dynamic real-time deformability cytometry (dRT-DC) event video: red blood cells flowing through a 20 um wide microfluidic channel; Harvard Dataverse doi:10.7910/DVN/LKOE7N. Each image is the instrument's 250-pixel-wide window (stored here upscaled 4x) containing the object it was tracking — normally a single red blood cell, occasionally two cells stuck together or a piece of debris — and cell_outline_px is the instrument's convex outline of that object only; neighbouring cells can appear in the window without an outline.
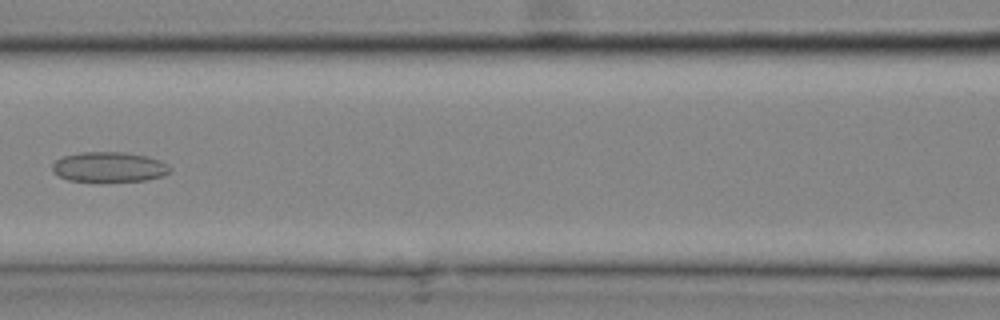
{"species": "common noctule bat (a hibernating species)", "species_latin": "Nyctalus noctula", "temperature_condition": "cold", "stored_images_in_passage": 13, "camera_frame_rate_fps": 3000, "um_per_image_px": 0.085, "animal": {"sex": "male", "body_mass_g": 20.4}, "frame": {"image": 1, "passage_image": 10, "time_ms": 3.0, "image_size_px": [1000, 320], "cell_outline_px": [[172, 168], [168, 172], [160, 176], [144, 180], [68, 180], [52, 172], [52, 164], [56, 160], [64, 156], [80, 152], [124, 152], [144, 156], [160, 160]], "centroid_in_image_um": [9.23, 14.17], "position_along_channel_um": 157.4, "area_um2": 20.06}}